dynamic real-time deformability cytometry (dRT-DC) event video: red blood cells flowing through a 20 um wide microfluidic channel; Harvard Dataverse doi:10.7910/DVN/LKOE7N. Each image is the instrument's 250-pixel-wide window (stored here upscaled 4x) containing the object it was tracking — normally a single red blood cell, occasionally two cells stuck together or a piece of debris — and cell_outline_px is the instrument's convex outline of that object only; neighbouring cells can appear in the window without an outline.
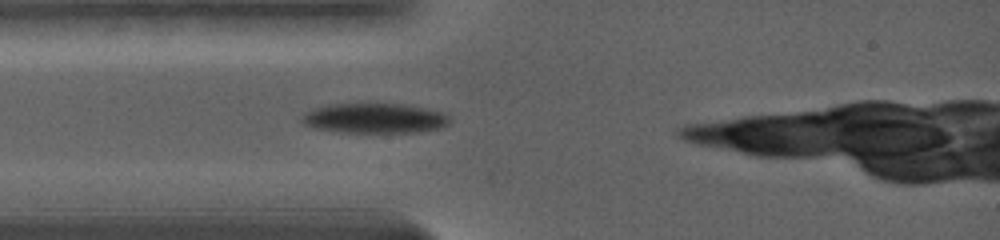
{"species": "common noctule bat (a hibernating species)", "species_latin": "Nyctalus noctula", "temperature_condition": "warm", "stored_images_in_passage": 1, "camera_frame_rate_fps": 5000, "um_per_image_px": 0.085, "animal": {"sex": "female", "body_mass_g": 19.0, "forearm_length_mm": 56.7}, "frame": {"image": 1, "passage_image": 1, "time_ms": 0.0, "image_size_px": [1000, 240], "cell_outline_px": [[448, 120], [444, 124], [436, 128], [420, 132], [344, 132], [316, 128], [304, 124], [300, 120], [304, 112], [328, 104], [400, 104], [424, 108], [440, 112], [448, 116]], "centroid_in_image_um": [31.75, 10.05], "position_along_channel_um": 53.2, "area_um2": 25.2}}